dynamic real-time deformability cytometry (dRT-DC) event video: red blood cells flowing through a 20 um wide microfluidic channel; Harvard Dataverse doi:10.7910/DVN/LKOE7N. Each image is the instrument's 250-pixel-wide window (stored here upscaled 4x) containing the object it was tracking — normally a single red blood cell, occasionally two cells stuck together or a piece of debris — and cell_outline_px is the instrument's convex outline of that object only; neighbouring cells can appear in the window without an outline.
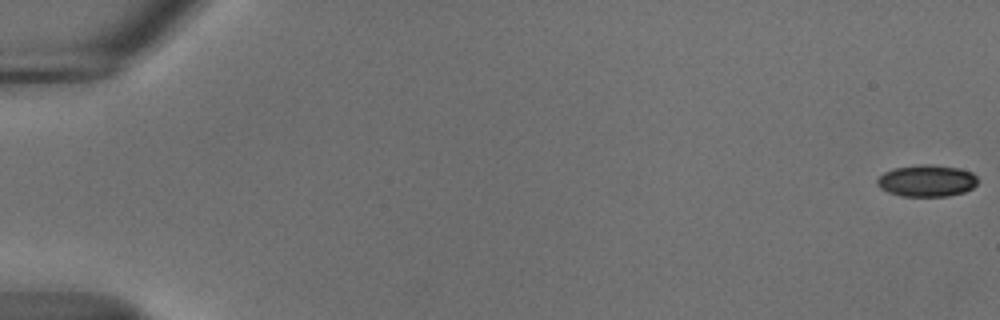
{"species": "common noctule bat (a hibernating species)", "species_latin": "Nyctalus noctula", "temperature_condition": "cold", "stored_images_in_passage": 56, "camera_frame_rate_fps": 3000, "um_per_image_px": 0.085, "animal": {"sex": "male", "body_mass_g": 18.8}, "frame": {"image": 1, "passage_image": 1, "time_ms": 0.0, "image_size_px": [1000, 320], "cell_outline_px": [[976, 184], [972, 188], [964, 192], [948, 196], [900, 196], [888, 192], [880, 188], [876, 184], [876, 180], [884, 172], [896, 168], [920, 164], [932, 164], [960, 168], [972, 172], [976, 176]], "centroid_in_image_um": [78.77, 15.36], "position_along_channel_um": 6.2, "area_um2": 18.67}}
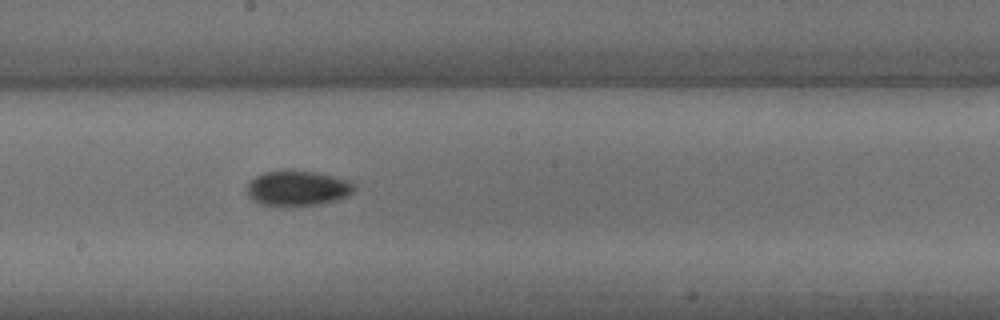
{"frame": {"image": 2, "passage_image": 32, "time_ms": 10.333, "image_size_px": [1000, 320], "cell_outline_px": [[356, 188], [348, 196], [336, 200], [316, 204], [260, 204], [252, 200], [248, 196], [248, 184], [256, 176], [264, 172], [288, 168], [320, 172], [352, 180], [356, 184]], "centroid_in_image_um": [25.36, 15.93], "position_along_channel_um": 222.8, "area_um2": 22.2}}
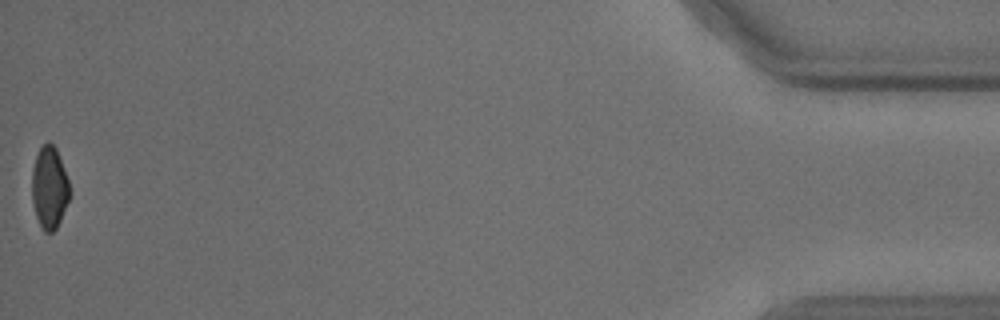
{"frame": {"image": 3, "passage_image": 56, "time_ms": 18.333, "image_size_px": [1000, 320], "cell_outline_px": [[72, 192], [60, 220], [56, 228], [52, 232], [44, 232], [36, 216], [32, 204], [32, 168], [36, 156], [40, 148], [48, 140], [56, 148], [68, 180]], "centroid_in_image_um": [4.2, 15.94], "position_along_channel_um": 431.0, "area_um2": 18.09}, "authors_computed_cell_mechanics": {"area_um2": 20.0277, "velocity_mm_per_s": 3.7041, "shape_relaxation_time_tau1_ms": 3.9225, "shape_relaxation_time_tau2_ms": null, "deformation_change_tau1": 0.0949, "deformation_change_tau2": null}}